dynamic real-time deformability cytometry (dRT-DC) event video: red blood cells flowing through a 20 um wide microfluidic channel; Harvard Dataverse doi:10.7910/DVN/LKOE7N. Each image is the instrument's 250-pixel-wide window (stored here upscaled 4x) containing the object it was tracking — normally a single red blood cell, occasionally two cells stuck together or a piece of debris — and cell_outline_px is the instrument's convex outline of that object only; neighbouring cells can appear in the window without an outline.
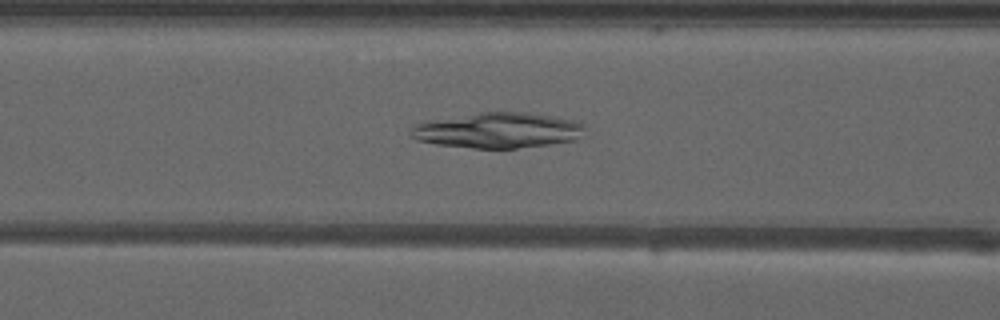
{"species": "common noctule bat (a hibernating species)", "species_latin": "Nyctalus noctula", "temperature_condition": "warm", "stored_images_in_passage": 52, "camera_frame_rate_fps": 3000, "um_per_image_px": 0.085, "animal": {"sex": "male", "forearm_length_mm": 52.5}, "frame": {"image": 1, "passage_image": 22, "time_ms": 7.0, "image_size_px": [1000, 320], "cell_outline_px": [[584, 128], [576, 140], [548, 144], [516, 148], [472, 148], [436, 144], [416, 140], [412, 136], [412, 124], [428, 120], [476, 112], [528, 112], [552, 116], [572, 120], [584, 124]], "centroid_in_image_um": [42.27, 11.07], "position_along_channel_um": 124.3, "area_um2": 35.95}}
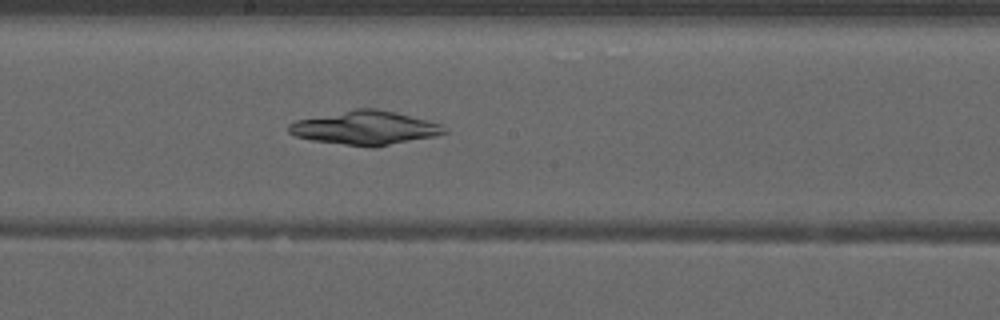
{"frame": {"image": 2, "passage_image": 29, "time_ms": 9.333, "image_size_px": [1000, 320], "cell_outline_px": [[448, 132], [436, 136], [376, 148], [372, 148], [312, 140], [296, 136], [288, 132], [288, 124], [296, 120], [356, 108], [376, 108], [396, 112], [428, 120], [440, 124]], "centroid_in_image_um": [31.06, 10.88], "position_along_channel_um": 217.1, "area_um2": 30.81}}
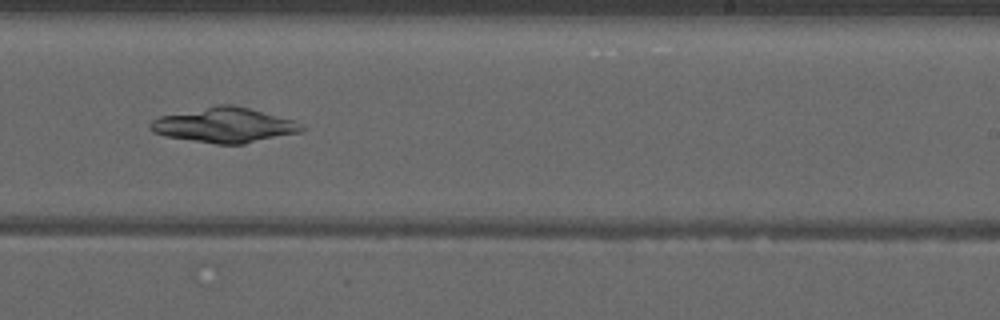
{"frame": {"image": 3, "passage_image": 33, "time_ms": 10.667, "image_size_px": [1000, 320], "cell_outline_px": [[304, 132], [244, 144], [216, 144], [164, 136], [152, 132], [148, 128], [148, 124], [152, 120], [160, 116], [216, 104], [232, 104], [248, 108], [292, 120], [300, 124], [304, 128]], "centroid_in_image_um": [19.04, 10.64], "position_along_channel_um": 270.0, "area_um2": 30.87}}